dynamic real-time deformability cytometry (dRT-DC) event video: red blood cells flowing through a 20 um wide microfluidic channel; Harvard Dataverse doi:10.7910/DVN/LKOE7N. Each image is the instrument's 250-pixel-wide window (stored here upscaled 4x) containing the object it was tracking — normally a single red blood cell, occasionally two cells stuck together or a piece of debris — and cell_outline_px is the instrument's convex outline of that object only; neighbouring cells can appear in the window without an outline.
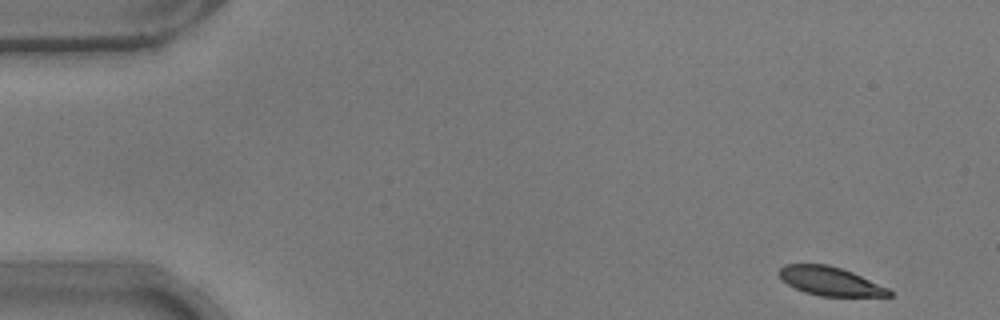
{"species": "common noctule bat (a hibernating species)", "species_latin": "Nyctalus noctula", "temperature_condition": "warm", "stored_images_in_passage": 51, "camera_frame_rate_fps": 3000, "um_per_image_px": 0.085, "animal": {"sex": "male", "body_mass_g": 17.9}, "frame": {"image": 1, "passage_image": 1, "time_ms": 0.0, "image_size_px": [1000, 320], "cell_outline_px": [[892, 296], [820, 296], [804, 292], [788, 284], [780, 276], [780, 268], [784, 264], [828, 264], [852, 272], [888, 288], [892, 292]], "centroid_in_image_um": [70.57, 23.9], "position_along_channel_um": 14.4, "area_um2": 18.15}}
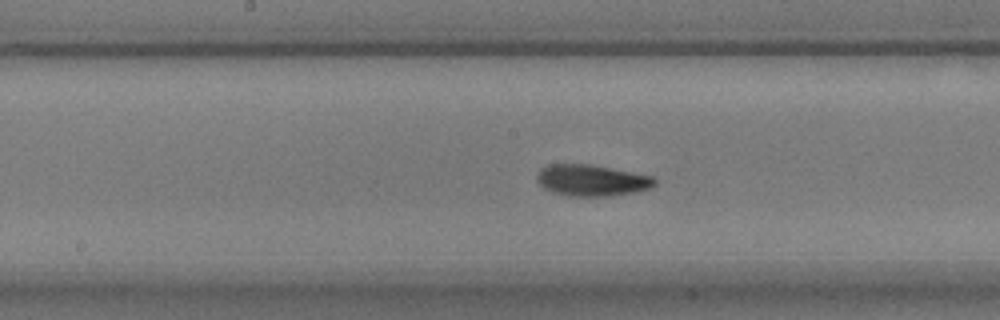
{"frame": {"image": 2, "passage_image": 25, "time_ms": 8.0, "image_size_px": [1000, 320], "cell_outline_px": [[656, 184], [652, 188], [636, 192], [612, 196], [568, 196], [552, 192], [544, 188], [536, 180], [536, 176], [540, 168], [548, 164], [588, 164], [656, 176]], "centroid_in_image_um": [50.32, 15.33], "position_along_channel_um": 197.9, "area_um2": 21.85}}
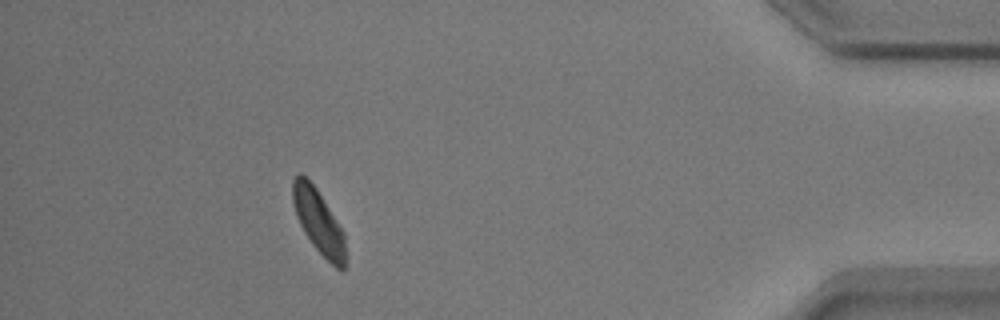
{"frame": {"image": 3, "passage_image": 46, "time_ms": 15.0, "image_size_px": [1000, 320], "cell_outline_px": [[344, 268], [336, 268], [312, 244], [304, 232], [296, 216], [292, 200], [292, 180], [300, 172], [316, 188], [344, 232]], "centroid_in_image_um": [27.03, 18.79], "position_along_channel_um": 408.2, "area_um2": 19.13}, "authors_computed_cell_mechanics": {"area_um2": 20.4612, "velocity_mm_per_s": 3.7449, "shape_relaxation_time_tau1_ms": 2.549, "shape_relaxation_time_tau2_ms": 4.64, "deformation_change_tau1": 0.0883, "deformation_change_tau2": 0.0645}}